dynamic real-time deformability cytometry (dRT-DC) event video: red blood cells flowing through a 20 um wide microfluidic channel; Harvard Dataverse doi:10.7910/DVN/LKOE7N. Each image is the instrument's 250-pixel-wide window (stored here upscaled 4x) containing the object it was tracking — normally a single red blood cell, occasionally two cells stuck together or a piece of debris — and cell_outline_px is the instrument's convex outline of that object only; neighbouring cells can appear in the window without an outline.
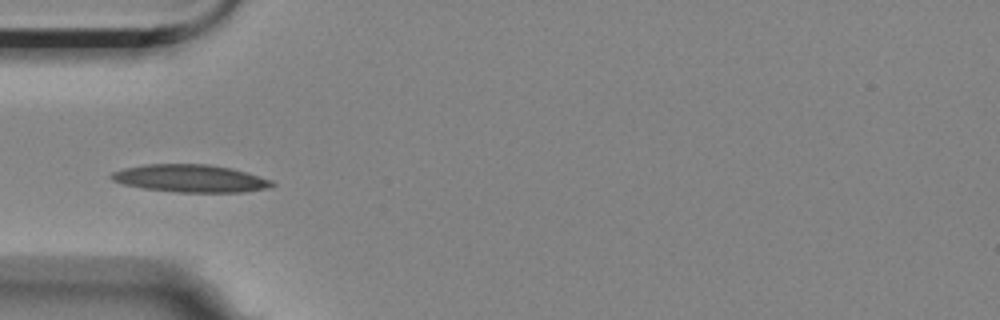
{"species": "Egyptian fruit bat (a non-hibernating species)", "species_latin": "Rousettus aegyptiacus", "temperature_condition": "room temperature", "stored_images_in_passage": 2, "camera_frame_rate_fps": 3000, "um_per_image_px": 0.085, "animal": {"sex": "female"}, "frame": {"image": 1, "passage_image": 1, "time_ms": 0.0, "image_size_px": [1000, 320], "cell_outline_px": [[276, 184], [268, 188], [244, 192], [176, 192], [144, 188], [124, 184], [112, 180], [108, 176], [112, 172], [124, 168], [144, 164], [208, 164], [232, 168], [248, 172], [272, 180]], "centroid_in_image_um": [16.2, 15.16], "position_along_channel_um": 68.8, "area_um2": 25.95}}
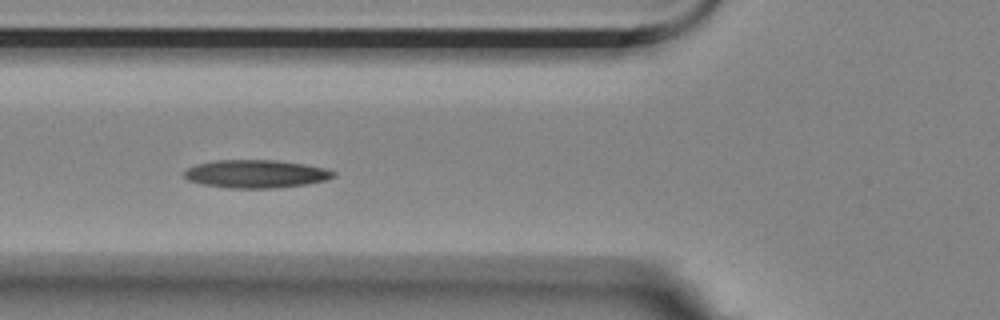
{"frame": {"image": 2, "passage_image": 2, "time_ms": 1.0, "image_size_px": [1000, 320], "cell_outline_px": [[336, 176], [324, 180], [308, 184], [276, 188], [228, 188], [204, 184], [188, 180], [184, 176], [184, 172], [188, 168], [196, 164], [216, 160], [276, 160], [304, 164], [324, 168], [336, 172]], "centroid_in_image_um": [21.77, 14.78], "position_along_channel_um": 104.0, "area_um2": 24.33}}